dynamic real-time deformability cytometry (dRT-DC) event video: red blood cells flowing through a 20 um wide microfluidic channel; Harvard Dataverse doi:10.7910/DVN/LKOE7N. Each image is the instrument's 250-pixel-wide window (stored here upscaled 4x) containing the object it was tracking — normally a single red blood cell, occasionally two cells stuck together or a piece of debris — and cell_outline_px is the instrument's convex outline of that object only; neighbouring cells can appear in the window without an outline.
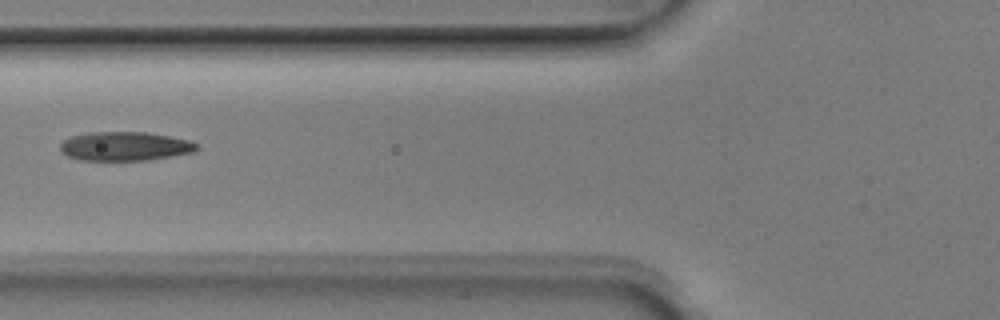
{"species": "Egyptian fruit bat (a non-hibernating species)", "species_latin": "Rousettus aegyptiacus", "temperature_condition": "room temperature", "stored_images_in_passage": 6, "camera_frame_rate_fps": 3000, "um_per_image_px": 0.085, "animal": {"sex": "male"}, "frame": {"image": 1, "passage_image": 5, "time_ms": 1.333, "image_size_px": [1000, 320], "cell_outline_px": [[196, 152], [144, 160], [80, 160], [68, 156], [60, 152], [60, 144], [64, 140], [72, 136], [92, 132], [148, 132], [188, 140], [196, 144]], "centroid_in_image_um": [10.58, 12.43], "position_along_channel_um": 115.2, "area_um2": 22.83}}
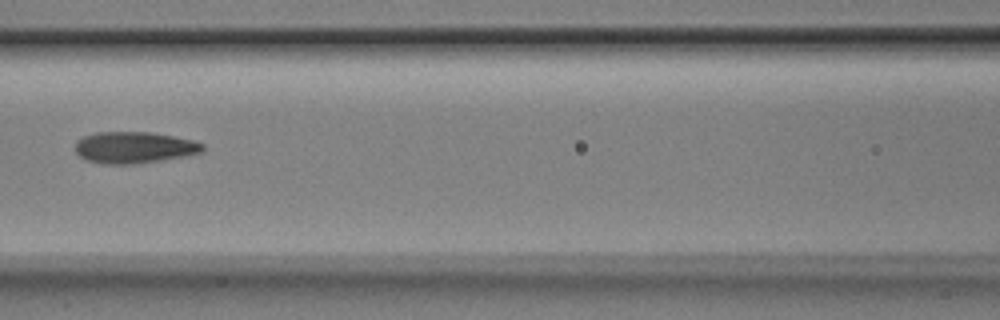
{"frame": {"image": 2, "passage_image": 6, "time_ms": 1.667, "image_size_px": [1000, 320], "cell_outline_px": [[204, 152], [184, 156], [136, 164], [100, 164], [88, 160], [80, 156], [76, 152], [76, 140], [84, 136], [96, 132], [152, 132], [192, 140], [204, 144]], "centroid_in_image_um": [11.4, 12.53], "position_along_channel_um": 155.2, "area_um2": 23.41}}